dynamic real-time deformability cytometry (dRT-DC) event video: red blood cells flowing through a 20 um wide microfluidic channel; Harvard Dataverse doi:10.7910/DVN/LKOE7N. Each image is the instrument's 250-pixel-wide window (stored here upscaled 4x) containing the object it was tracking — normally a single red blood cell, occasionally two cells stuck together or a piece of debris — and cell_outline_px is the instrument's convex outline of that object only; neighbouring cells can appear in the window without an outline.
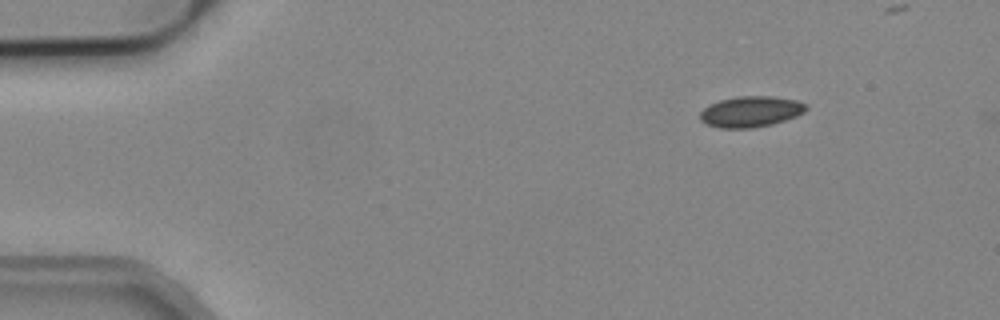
{"species": "common noctule bat (a hibernating species)", "species_latin": "Nyctalus noctula", "temperature_condition": "cold", "stored_images_in_passage": 5, "camera_frame_rate_fps": 3000, "um_per_image_px": 0.085, "animal": {"sex": "male", "body_mass_g": 19.2, "forearm_length_mm": 51.8}, "frame": {"image": 1, "passage_image": 1, "time_ms": 0.0, "image_size_px": [1000, 320], "cell_outline_px": [[808, 108], [804, 112], [796, 116], [772, 124], [752, 128], [720, 128], [708, 124], [700, 120], [700, 112], [704, 108], [720, 100], [736, 96], [772, 96], [796, 100], [808, 104]], "centroid_in_image_um": [63.84, 9.48], "position_along_channel_um": 21.2, "area_um2": 19.02}}
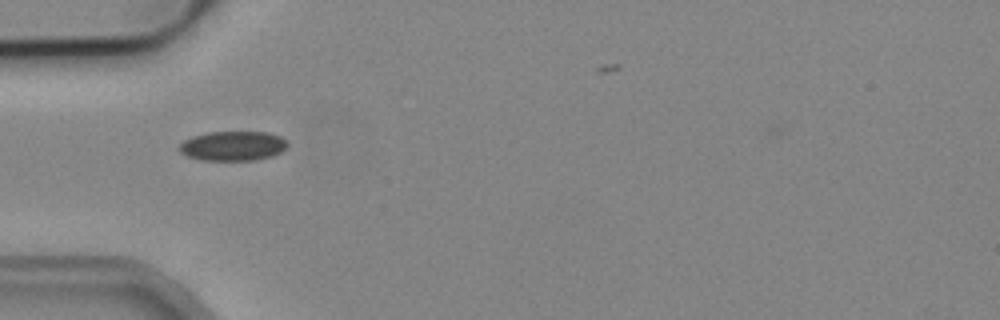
{"frame": {"image": 2, "passage_image": 4, "time_ms": 1.0, "image_size_px": [1000, 320], "cell_outline_px": [[288, 144], [280, 152], [272, 156], [256, 160], [200, 160], [188, 156], [180, 152], [180, 144], [184, 140], [192, 136], [208, 132], [268, 132], [280, 136]], "centroid_in_image_um": [19.78, 12.4], "position_along_channel_um": 65.2, "area_um2": 18.55}}